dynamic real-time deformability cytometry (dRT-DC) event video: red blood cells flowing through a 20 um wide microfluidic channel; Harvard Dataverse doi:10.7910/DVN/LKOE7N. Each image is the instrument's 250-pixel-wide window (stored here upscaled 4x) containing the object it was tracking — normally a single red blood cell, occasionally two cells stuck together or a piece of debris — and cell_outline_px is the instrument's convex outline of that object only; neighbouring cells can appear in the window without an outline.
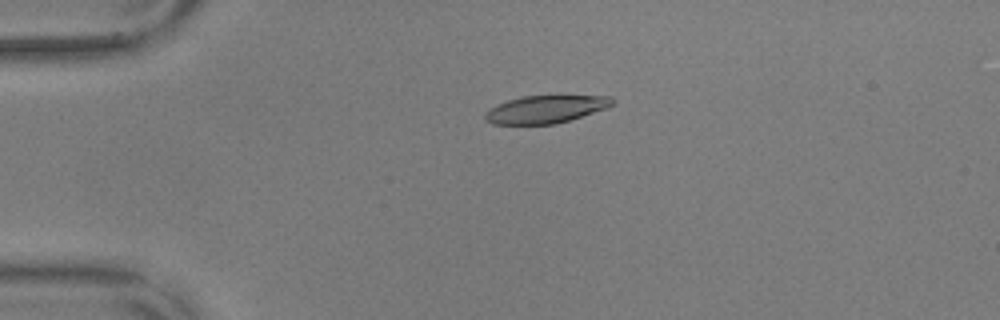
{"species": "common noctule bat (a hibernating species)", "species_latin": "Nyctalus noctula", "temperature_condition": "warm", "stored_images_in_passage": 45, "camera_frame_rate_fps": 3000, "um_per_image_px": 0.085, "animal": {"sex": "male", "body_mass_g": 17.9, "forearm_length_mm": 54.2}, "frame": {"image": 1, "passage_image": 2, "time_ms": 0.333, "image_size_px": [1000, 320], "cell_outline_px": [[616, 104], [608, 108], [556, 124], [492, 124], [484, 120], [484, 112], [496, 104], [508, 100], [524, 96], [612, 96], [616, 100]], "centroid_in_image_um": [46.4, 9.29], "position_along_channel_um": 38.6, "area_um2": 20.69}}
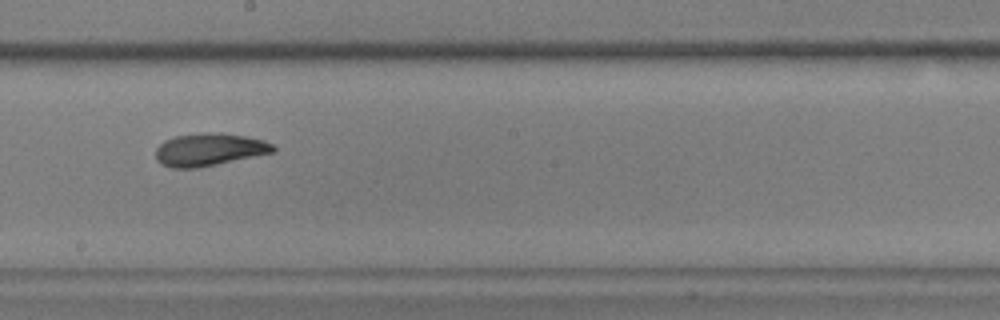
{"frame": {"image": 2, "passage_image": 21, "time_ms": 6.667, "image_size_px": [1000, 320], "cell_outline_px": [[276, 152], [196, 168], [172, 168], [156, 160], [156, 148], [164, 140], [176, 136], [204, 132], [220, 132], [244, 136], [264, 140], [272, 144], [276, 148]], "centroid_in_image_um": [17.8, 12.7], "position_along_channel_um": 230.4, "area_um2": 22.31}}
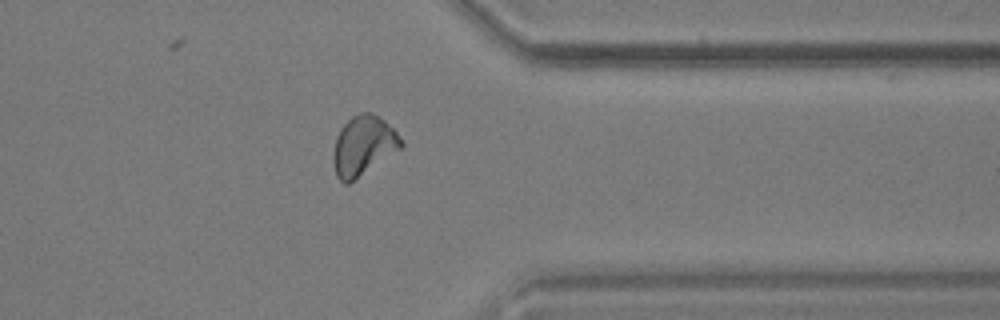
{"frame": {"image": 3, "passage_image": 34, "time_ms": 11.0, "image_size_px": [1000, 320], "cell_outline_px": [[404, 144], [400, 148], [348, 184], [344, 184], [336, 176], [332, 164], [332, 152], [336, 136], [340, 128], [352, 116], [360, 112], [372, 112], [384, 120], [404, 140]], "centroid_in_image_um": [30.84, 12.37], "position_along_channel_um": 380.6, "area_um2": 23.52}, "authors_computed_cell_mechanics": {"area_um2": 22.3108, "velocity_mm_per_s": 3.6035, "shape_relaxation_time_tau1_ms": 5.28, "shape_relaxation_time_tau2_ms": 2.58, "deformation_change_tau1": 0.1561, "deformation_change_tau2": 0.0831}}